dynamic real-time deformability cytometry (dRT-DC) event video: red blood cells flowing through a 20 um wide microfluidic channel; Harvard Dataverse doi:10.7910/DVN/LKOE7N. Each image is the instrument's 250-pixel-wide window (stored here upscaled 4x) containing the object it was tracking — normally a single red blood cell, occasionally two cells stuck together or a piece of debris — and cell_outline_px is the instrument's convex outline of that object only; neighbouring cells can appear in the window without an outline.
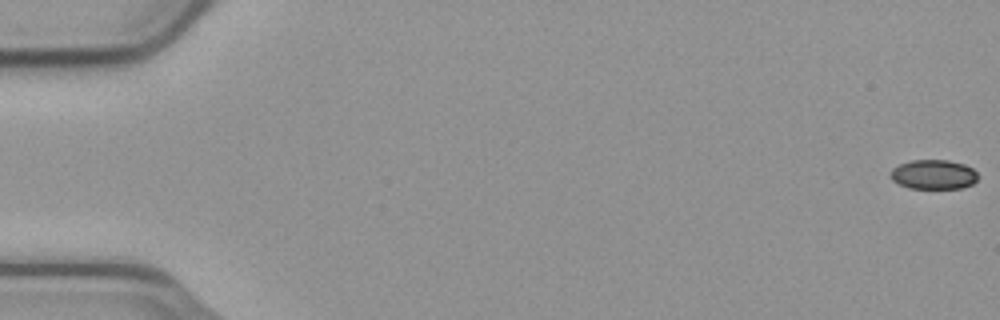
{"species": "common noctule bat (a hibernating species)", "species_latin": "Nyctalus noctula", "temperature_condition": "cold", "stored_images_in_passage": 56, "camera_frame_rate_fps": 3000, "um_per_image_px": 0.085, "animal": {"sex": "male", "body_mass_g": 23.1, "forearm_length_mm": 52.7}, "frame": {"image": 1, "passage_image": 1, "time_ms": 0.0, "image_size_px": [1000, 320], "cell_outline_px": [[976, 180], [972, 184], [960, 188], [908, 188], [892, 180], [888, 176], [892, 168], [900, 164], [912, 160], [948, 160], [964, 164], [972, 168], [976, 172]], "centroid_in_image_um": [79.31, 14.82], "position_along_channel_um": 5.7, "area_um2": 14.97}}
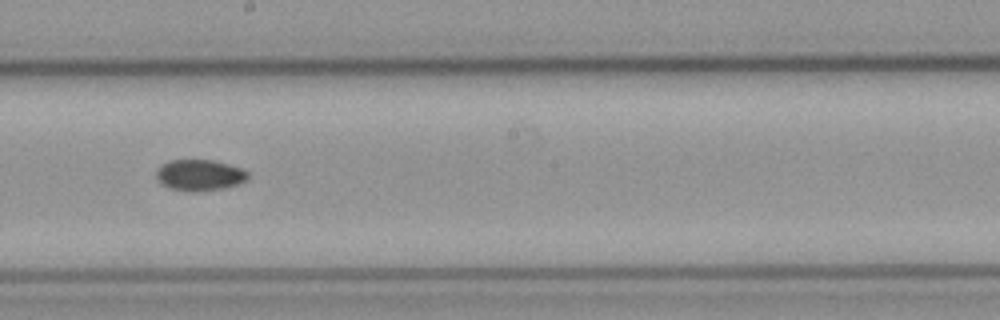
{"frame": {"image": 2, "passage_image": 32, "time_ms": 10.333, "image_size_px": [1000, 320], "cell_outline_px": [[248, 180], [224, 188], [200, 192], [188, 192], [168, 188], [160, 184], [156, 180], [156, 172], [168, 160], [212, 160], [228, 164], [240, 168], [248, 172]], "centroid_in_image_um": [16.94, 14.91], "position_along_channel_um": 231.3, "area_um2": 16.76}}
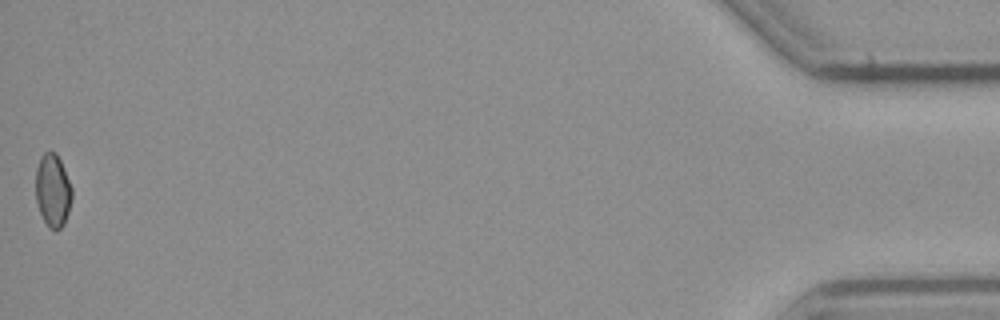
{"frame": {"image": 3, "passage_image": 56, "time_ms": 18.333, "image_size_px": [1000, 320], "cell_outline_px": [[72, 200], [64, 224], [56, 232], [48, 228], [40, 212], [36, 200], [36, 168], [40, 156], [44, 152], [56, 152], [64, 168], [72, 188]], "centroid_in_image_um": [4.49, 16.2], "position_along_channel_um": 430.7, "area_um2": 15.55}, "authors_computed_cell_mechanics": {"area_um2": 16.2129, "velocity_mm_per_s": 3.7524, "shape_relaxation_time_tau1_ms": null, "shape_relaxation_time_tau2_ms": 8.8157, "deformation_change_tau1": null, "deformation_change_tau2": 0.0797}}